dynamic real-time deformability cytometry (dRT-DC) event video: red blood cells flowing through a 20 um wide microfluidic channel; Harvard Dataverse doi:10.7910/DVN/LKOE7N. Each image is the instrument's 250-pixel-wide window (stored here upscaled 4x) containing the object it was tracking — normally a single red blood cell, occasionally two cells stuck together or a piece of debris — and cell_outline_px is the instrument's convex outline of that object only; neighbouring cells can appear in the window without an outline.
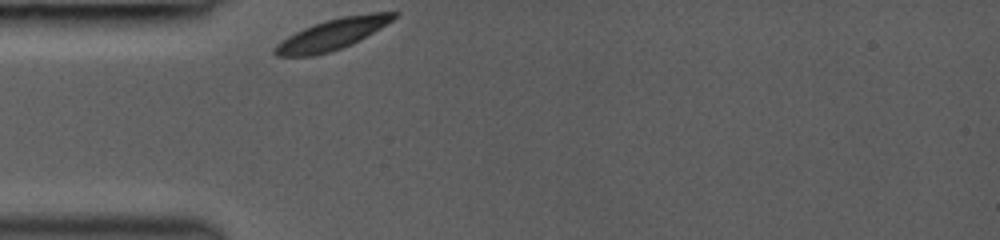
{"species": "common noctule bat (a hibernating species)", "species_latin": "Nyctalus noctula", "temperature_condition": "room temperature", "stored_images_in_passage": 28, "camera_frame_rate_fps": 3000, "um_per_image_px": 0.085, "animal": {"sex": "female", "body_mass_g": 19.0, "forearm_length_mm": 53.3}, "frame": {"image": 1, "passage_image": 1, "time_ms": 0.0, "image_size_px": [1000, 240], "cell_outline_px": [[396, 16], [392, 20], [380, 28], [360, 40], [340, 48], [328, 52], [312, 56], [276, 56], [272, 52], [272, 48], [280, 40], [304, 28], [340, 16], [372, 12], [396, 12]], "centroid_in_image_um": [28.2, 2.92], "position_along_channel_um": 56.8, "area_um2": 21.1}}
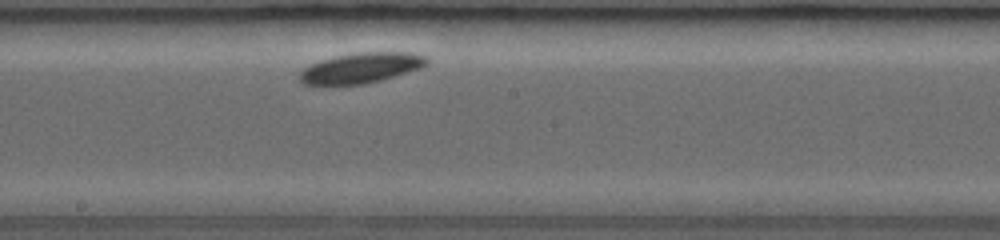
{"frame": {"image": 2, "passage_image": 14, "time_ms": 4.333, "image_size_px": [1000, 240], "cell_outline_px": [[428, 64], [420, 68], [380, 80], [364, 84], [304, 84], [300, 80], [300, 72], [304, 68], [320, 60], [336, 56], [360, 52], [412, 52], [424, 56], [428, 60]], "centroid_in_image_um": [30.71, 5.76], "position_along_channel_um": 217.5, "area_um2": 22.08}}
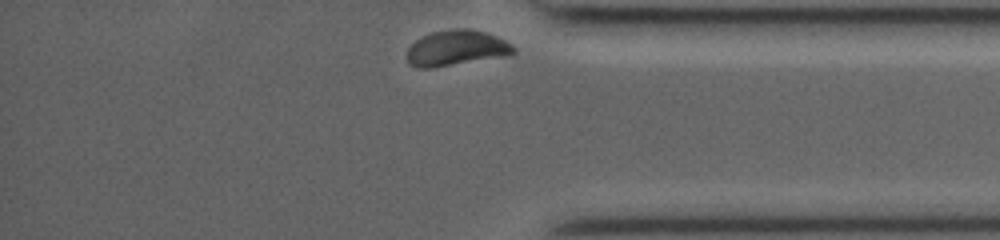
{"frame": {"image": 3, "passage_image": 28, "time_ms": 9.0, "image_size_px": [1000, 240], "cell_outline_px": [[516, 52], [508, 56], [432, 68], [416, 68], [408, 64], [408, 48], [416, 40], [432, 32], [452, 28], [468, 28], [484, 32], [496, 36], [512, 44], [516, 48]], "centroid_in_image_um": [38.82, 4.09], "position_along_channel_um": 396.4, "area_um2": 22.2}, "authors_computed_cell_mechanics": {"area_um2": 21.7906, "velocity_mm_per_s": 3.8473, "shape_relaxation_time_tau1_ms": 0.5011, "shape_relaxation_time_tau2_ms": null, "deformation_change_tau1": 0.0437, "deformation_change_tau2": null}}